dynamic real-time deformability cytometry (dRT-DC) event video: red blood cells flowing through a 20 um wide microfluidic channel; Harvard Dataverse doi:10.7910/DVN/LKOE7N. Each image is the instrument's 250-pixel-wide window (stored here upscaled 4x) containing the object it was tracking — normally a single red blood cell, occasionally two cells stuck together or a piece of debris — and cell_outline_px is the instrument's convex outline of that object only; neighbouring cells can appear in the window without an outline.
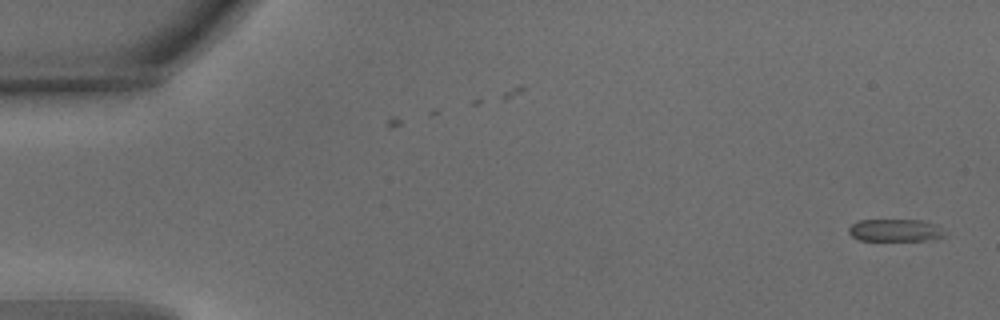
{"species": "common noctule bat (a hibernating species)", "species_latin": "Nyctalus noctula", "temperature_condition": "warm", "stored_images_in_passage": 55, "camera_frame_rate_fps": 3000, "um_per_image_px": 0.085, "animal": {"sex": "male", "body_mass_g": 15.6}, "frame": {"image": 1, "passage_image": 1, "time_ms": 0.0, "image_size_px": [1000, 320], "cell_outline_px": [[944, 236], [932, 240], [856, 240], [848, 232], [848, 228], [852, 224], [860, 220], [924, 220], [936, 224], [944, 232]], "centroid_in_image_um": [76.08, 19.57], "position_along_channel_um": 8.9, "area_um2": 12.54}}
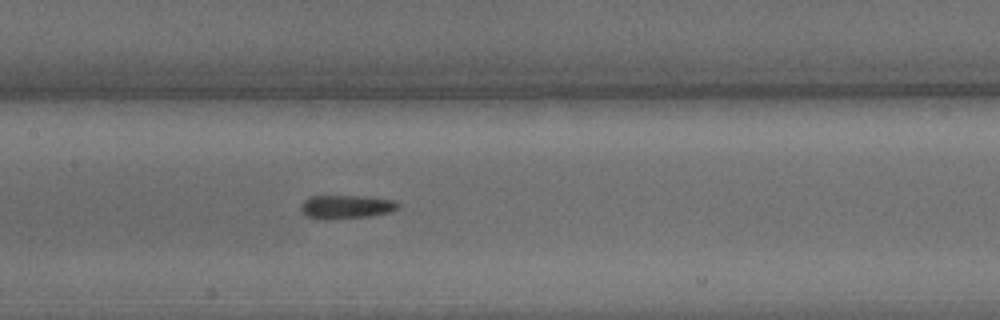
{"frame": {"image": 2, "passage_image": 26, "time_ms": 8.333, "image_size_px": [1000, 320], "cell_outline_px": [[400, 208], [388, 212], [372, 216], [324, 220], [308, 216], [300, 208], [300, 204], [308, 196], [364, 196], [396, 200], [400, 204]], "centroid_in_image_um": [29.45, 17.57], "position_along_channel_um": 178.0, "area_um2": 13.53}}
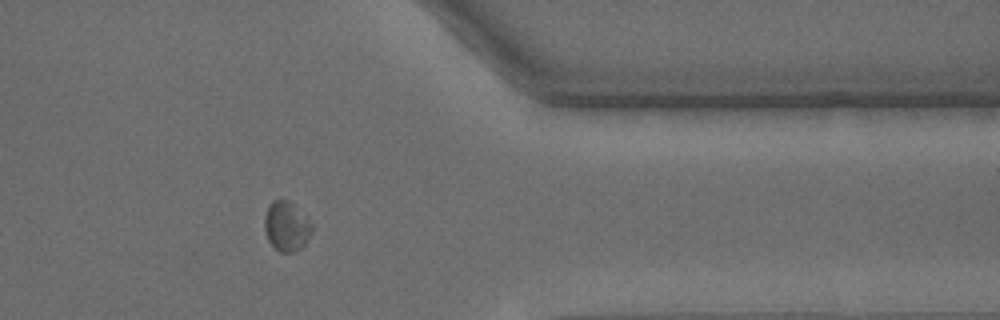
{"frame": {"image": 3, "passage_image": 44, "time_ms": 14.333, "image_size_px": [1000, 320], "cell_outline_px": [[312, 232], [304, 244], [300, 248], [292, 252], [280, 252], [268, 240], [264, 228], [264, 216], [268, 204], [272, 200], [288, 200], [308, 216], [312, 224]], "centroid_in_image_um": [24.35, 19.2], "position_along_channel_um": 387.0, "area_um2": 13.81}, "authors_computed_cell_mechanics": {"area_um2": 13.5252, "velocity_mm_per_s": 3.72, "shape_relaxation_time_tau1_ms": 4.02, "shape_relaxation_time_tau2_ms": null, "deformation_change_tau1": 0.127, "deformation_change_tau2": null}}